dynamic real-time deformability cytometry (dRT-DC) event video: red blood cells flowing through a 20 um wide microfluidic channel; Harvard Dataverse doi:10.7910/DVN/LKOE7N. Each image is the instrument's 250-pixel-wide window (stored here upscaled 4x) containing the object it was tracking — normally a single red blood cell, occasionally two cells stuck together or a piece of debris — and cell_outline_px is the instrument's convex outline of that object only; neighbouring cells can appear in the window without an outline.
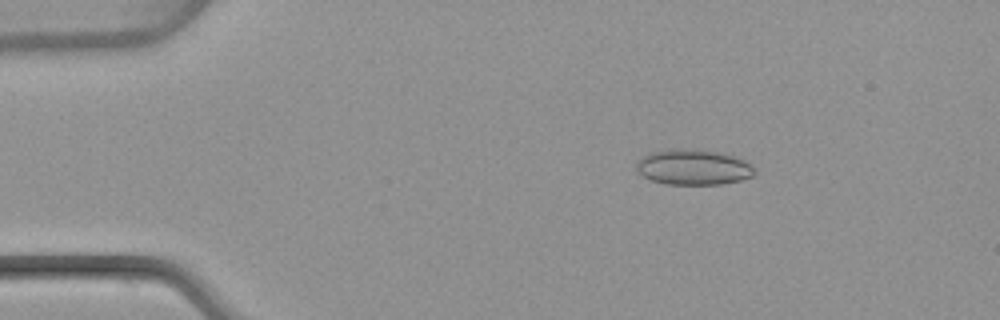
{"species": "common noctule bat (a hibernating species)", "species_latin": "Nyctalus noctula", "temperature_condition": "warm", "stored_images_in_passage": 50, "camera_frame_rate_fps": 3000, "um_per_image_px": 0.085, "animal": {"sex": "female", "body_mass_g": 22.7, "forearm_length_mm": 54.2}, "frame": {"image": 1, "passage_image": 8, "time_ms": 2.333, "image_size_px": [1000, 320], "cell_outline_px": [[756, 172], [752, 176], [740, 180], [720, 184], [668, 184], [652, 180], [636, 172], [636, 160], [648, 152], [676, 148], [688, 148], [724, 152], [744, 160]], "centroid_in_image_um": [58.88, 14.18], "position_along_channel_um": 26.1, "area_um2": 24.62}}
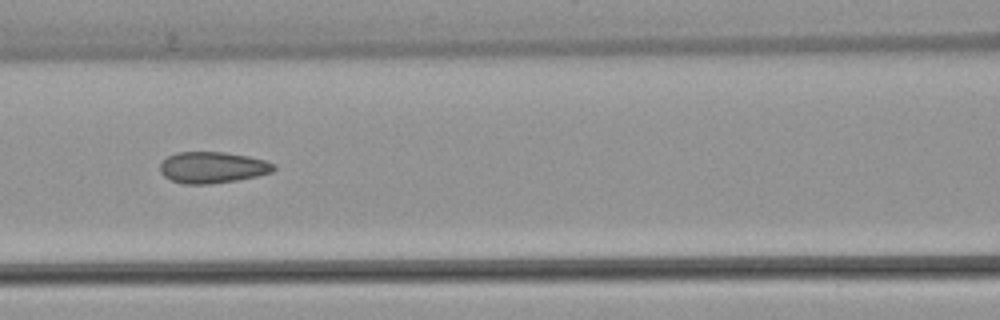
{"frame": {"image": 2, "passage_image": 22, "time_ms": 7.0, "image_size_px": [1000, 320], "cell_outline_px": [[276, 168], [272, 172], [256, 176], [236, 180], [208, 184], [184, 184], [172, 180], [164, 176], [160, 172], [160, 164], [168, 156], [176, 152], [224, 152], [248, 156], [264, 160], [276, 164]], "centroid_in_image_um": [18.06, 14.23], "position_along_channel_um": 148.5, "area_um2": 20.69}}
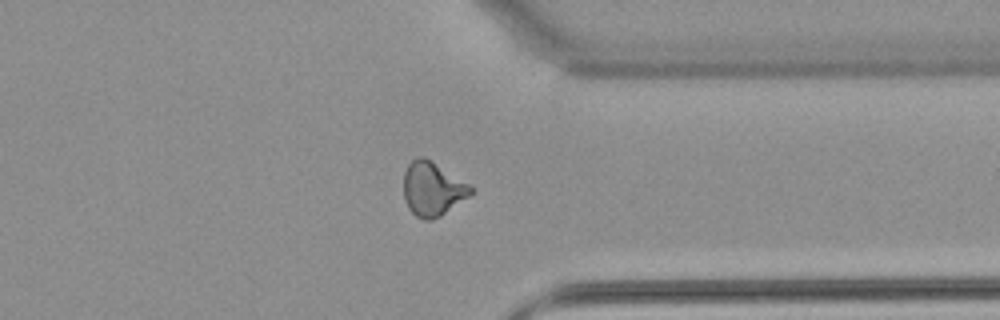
{"frame": {"image": 3, "passage_image": 39, "time_ms": 12.667, "image_size_px": [1000, 320], "cell_outline_px": [[472, 192], [468, 196], [440, 216], [432, 220], [424, 220], [416, 216], [408, 208], [404, 200], [404, 172], [408, 164], [412, 160], [420, 156], [424, 156], [432, 160], [468, 184], [472, 188]], "centroid_in_image_um": [36.72, 16.05], "position_along_channel_um": 374.7, "area_um2": 20.92}, "authors_computed_cell_mechanics": {"area_um2": 21.0103, "velocity_mm_per_s": 4.0583, "shape_relaxation_time_tau1_ms": null, "shape_relaxation_time_tau2_ms": 1.4438, "deformation_change_tau1": null, "deformation_change_tau2": 0.0769}}